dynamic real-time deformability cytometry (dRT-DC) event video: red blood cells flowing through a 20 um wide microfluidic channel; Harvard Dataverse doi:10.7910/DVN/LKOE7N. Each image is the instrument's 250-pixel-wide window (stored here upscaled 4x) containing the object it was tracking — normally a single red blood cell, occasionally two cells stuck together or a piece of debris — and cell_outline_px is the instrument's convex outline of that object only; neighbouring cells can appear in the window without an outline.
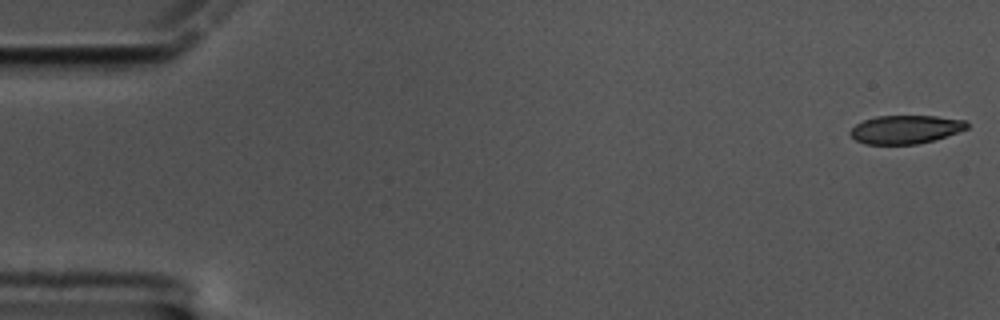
{"species": "common noctule bat (a hibernating species)", "species_latin": "Nyctalus noctula", "temperature_condition": "cold", "stored_images_in_passage": 59, "camera_frame_rate_fps": 3000, "um_per_image_px": 0.085, "animal": {"sex": "male", "body_mass_g": 17.5, "forearm_length_mm": 52.3}, "frame": {"image": 1, "passage_image": 1, "time_ms": 0.0, "image_size_px": [1000, 320], "cell_outline_px": [[968, 128], [932, 140], [916, 144], [864, 144], [856, 140], [848, 132], [856, 124], [864, 120], [876, 116], [936, 116], [964, 120], [968, 124]], "centroid_in_image_um": [76.93, 11.0], "position_along_channel_um": 8.1, "area_um2": 19.07}}
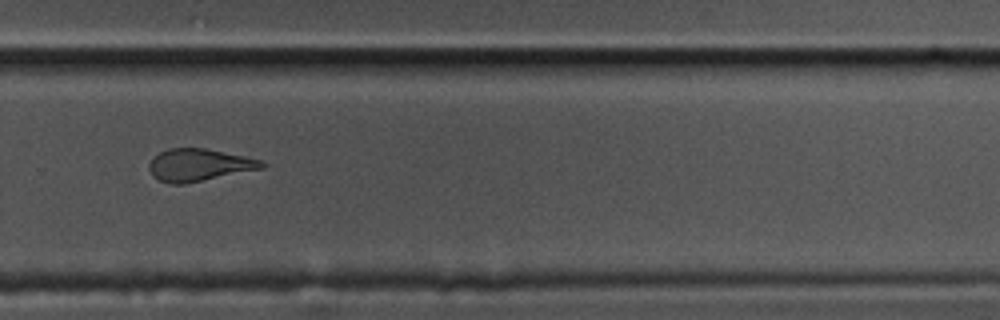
{"frame": {"image": 2, "passage_image": 40, "time_ms": 13.0, "image_size_px": [1000, 320], "cell_outline_px": [[268, 164], [264, 168], [184, 184], [172, 184], [160, 180], [152, 176], [148, 168], [148, 164], [152, 156], [168, 148], [204, 148], [264, 160]], "centroid_in_image_um": [16.91, 14.02], "position_along_channel_um": 312.9, "area_um2": 21.39}}
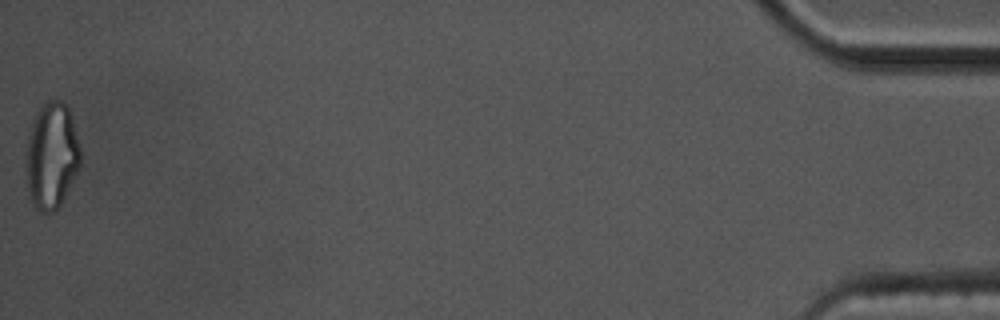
{"frame": {"image": 3, "passage_image": 59, "time_ms": 19.333, "image_size_px": [1000, 320], "cell_outline_px": [[80, 168], [76, 176], [56, 212], [40, 212], [32, 204], [28, 196], [24, 180], [24, 152], [32, 120], [36, 112], [48, 100], [64, 100], [72, 116], [80, 148]], "centroid_in_image_um": [4.34, 13.27], "position_along_channel_um": 430.9, "area_um2": 34.91}, "authors_computed_cell_mechanics": {"area_um2": 21.8484, "velocity_mm_per_s": 3.4039, "shape_relaxation_time_tau1_ms": 9.1175, "shape_relaxation_time_tau2_ms": 2.6019, "deformation_change_tau1": 0.2061, "deformation_change_tau2": 0.0989}}